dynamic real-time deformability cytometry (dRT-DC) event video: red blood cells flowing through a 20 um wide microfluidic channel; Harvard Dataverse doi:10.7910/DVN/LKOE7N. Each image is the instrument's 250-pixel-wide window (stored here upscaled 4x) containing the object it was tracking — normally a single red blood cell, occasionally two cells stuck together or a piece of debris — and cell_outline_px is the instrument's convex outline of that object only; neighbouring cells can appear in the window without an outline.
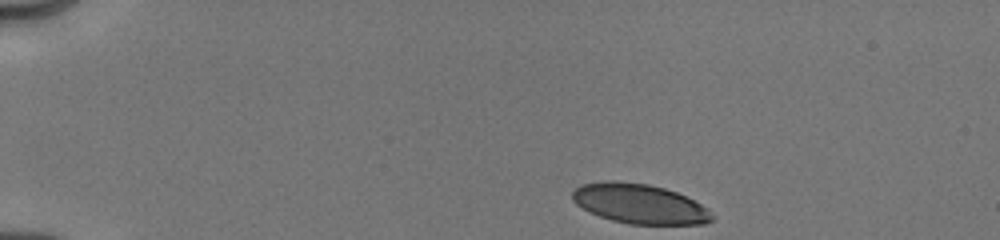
{"species": "human", "species_latin": "Homo sapiens", "temperature_condition": "cold", "stored_images_in_passage": 32, "camera_frame_rate_fps": 3000, "um_per_image_px": 0.085, "donor": {"sex": "male"}, "frame": {"image": 1, "passage_image": 1, "time_ms": 0.0, "image_size_px": [1000, 240], "cell_outline_px": [[716, 216], [712, 220], [704, 224], [628, 224], [612, 220], [600, 216], [576, 204], [572, 200], [572, 192], [580, 184], [608, 180], [612, 180], [648, 184], [664, 188], [676, 192], [700, 204]], "centroid_in_image_um": [54.35, 17.32], "position_along_channel_um": 30.7, "area_um2": 32.14}}
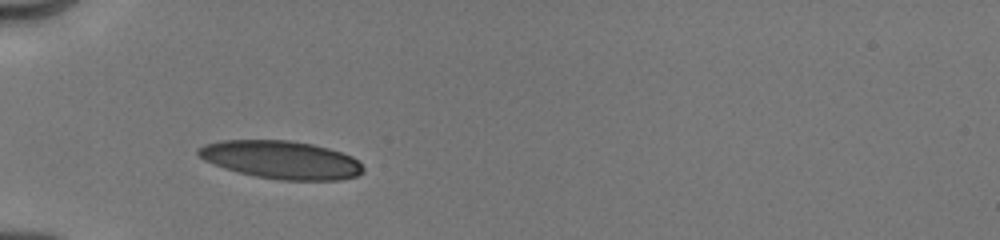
{"frame": {"image": 2, "passage_image": 18, "time_ms": 2.667, "image_size_px": [1000, 240], "cell_outline_px": [[364, 172], [356, 176], [340, 180], [280, 180], [256, 176], [224, 168], [204, 160], [196, 152], [196, 148], [204, 144], [220, 140], [288, 140], [312, 144], [328, 148], [352, 156], [364, 168]], "centroid_in_image_um": [23.88, 13.58], "position_along_channel_um": 61.1, "area_um2": 36.47}}
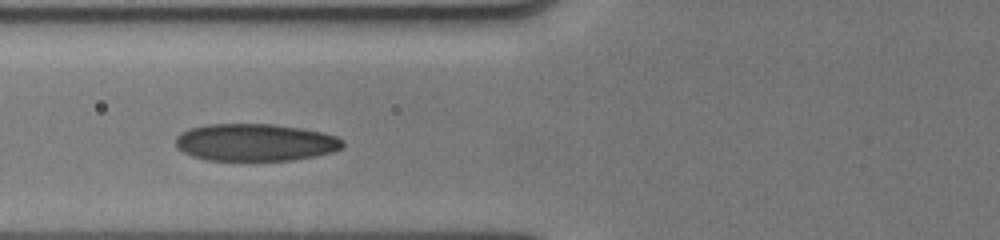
{"frame": {"image": 3, "passage_image": 26, "time_ms": 4.0, "image_size_px": [1000, 240], "cell_outline_px": [[344, 144], [340, 148], [332, 152], [316, 156], [292, 160], [208, 160], [192, 156], [176, 148], [176, 136], [180, 132], [188, 128], [208, 124], [272, 124], [300, 128], [320, 132], [336, 136], [344, 140]], "centroid_in_image_um": [21.67, 12.1], "position_along_channel_um": 104.1, "area_um2": 36.36}}